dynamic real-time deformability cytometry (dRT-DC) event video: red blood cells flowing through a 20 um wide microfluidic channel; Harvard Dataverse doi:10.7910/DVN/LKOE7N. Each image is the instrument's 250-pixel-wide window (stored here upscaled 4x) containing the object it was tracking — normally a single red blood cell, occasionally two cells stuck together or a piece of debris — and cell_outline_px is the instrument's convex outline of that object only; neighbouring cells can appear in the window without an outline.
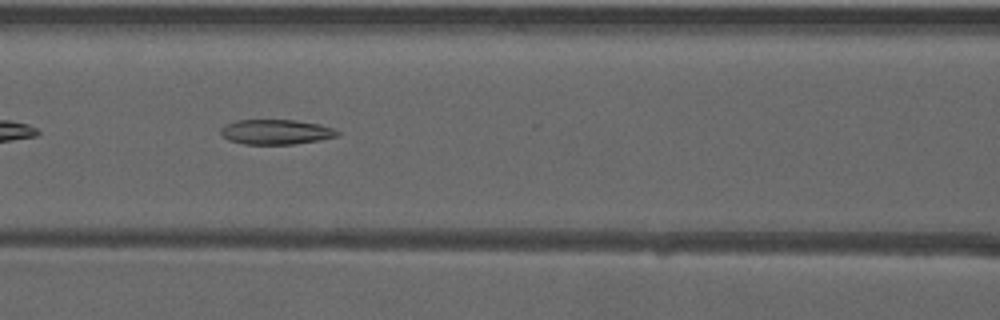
{"species": "common noctule bat (a hibernating species)", "species_latin": "Nyctalus noctula", "temperature_condition": "warm", "stored_images_in_passage": 37, "camera_frame_rate_fps": 3000, "um_per_image_px": 0.085, "animal": {"sex": "male", "forearm_length_mm": 52.5}, "frame": {"image": 1, "passage_image": 8, "time_ms": 2.333, "image_size_px": [1000, 320], "cell_outline_px": [[340, 136], [320, 140], [292, 144], [244, 144], [228, 140], [220, 132], [220, 128], [224, 124], [236, 120], [296, 120], [320, 124], [332, 128], [340, 132]], "centroid_in_image_um": [23.46, 11.21], "position_along_channel_um": 143.1, "area_um2": 17.05}}
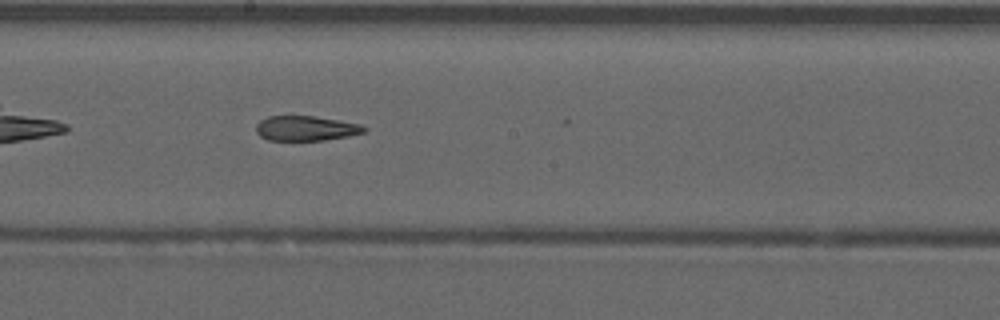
{"frame": {"image": 2, "passage_image": 14, "time_ms": 4.333, "image_size_px": [1000, 320], "cell_outline_px": [[368, 128], [364, 132], [348, 136], [324, 140], [268, 140], [260, 136], [256, 132], [256, 124], [260, 120], [268, 116], [316, 116], [340, 120], [360, 124]], "centroid_in_image_um": [25.99, 10.9], "position_along_channel_um": 222.2, "area_um2": 15.72}}
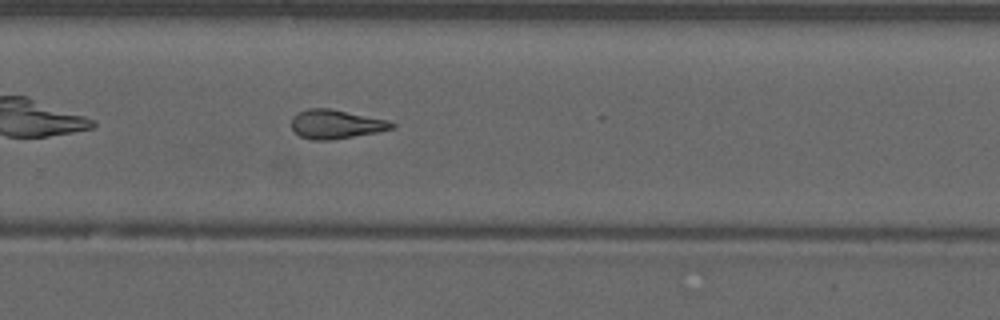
{"frame": {"image": 3, "passage_image": 20, "time_ms": 6.333, "image_size_px": [1000, 320], "cell_outline_px": [[396, 128], [380, 132], [328, 140], [312, 140], [300, 136], [292, 128], [292, 116], [296, 112], [308, 108], [332, 108], [388, 120], [396, 124]], "centroid_in_image_um": [28.58, 10.54], "position_along_channel_um": 301.2, "area_um2": 17.17}, "authors_computed_cell_mechanics": {"area_um2": 17.051, "velocity_mm_per_s": 3.9639, "shape_relaxation_time_tau1_ms": null, "shape_relaxation_time_tau2_ms": 5.5001, "deformation_change_tau1": null, "deformation_change_tau2": 0.1705}}